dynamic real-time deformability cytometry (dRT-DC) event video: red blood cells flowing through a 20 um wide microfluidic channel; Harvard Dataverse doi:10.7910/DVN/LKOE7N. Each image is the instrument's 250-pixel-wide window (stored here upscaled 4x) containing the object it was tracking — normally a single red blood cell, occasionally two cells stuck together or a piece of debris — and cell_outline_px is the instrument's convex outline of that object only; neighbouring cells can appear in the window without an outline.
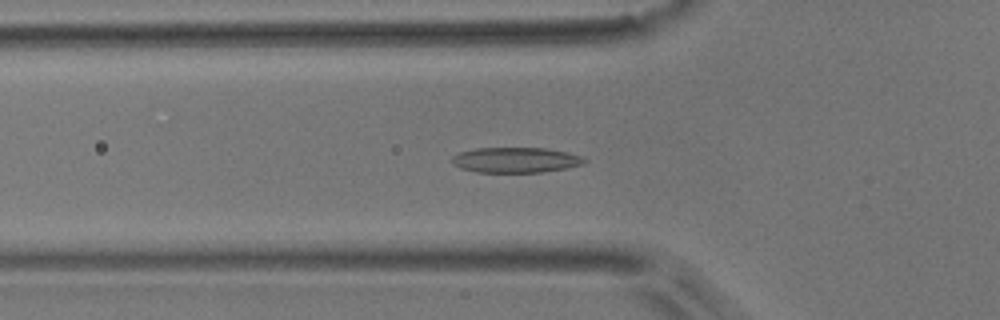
{"species": "common noctule bat (a hibernating species)", "species_latin": "Nyctalus noctula", "temperature_condition": "room temperature", "stored_images_in_passage": 47, "camera_frame_rate_fps": 3000, "um_per_image_px": 0.085, "animal": {"sex": "male", "body_mass_g": 17.9}, "frame": {"image": 1, "passage_image": 11, "time_ms": 3.333, "image_size_px": [1000, 320], "cell_outline_px": [[588, 160], [584, 164], [568, 168], [540, 172], [476, 172], [460, 168], [452, 164], [448, 160], [452, 156], [460, 152], [476, 148], [548, 148], [568, 152], [580, 156]], "centroid_in_image_um": [43.81, 13.6], "position_along_channel_um": 82.0, "area_um2": 19.77}}
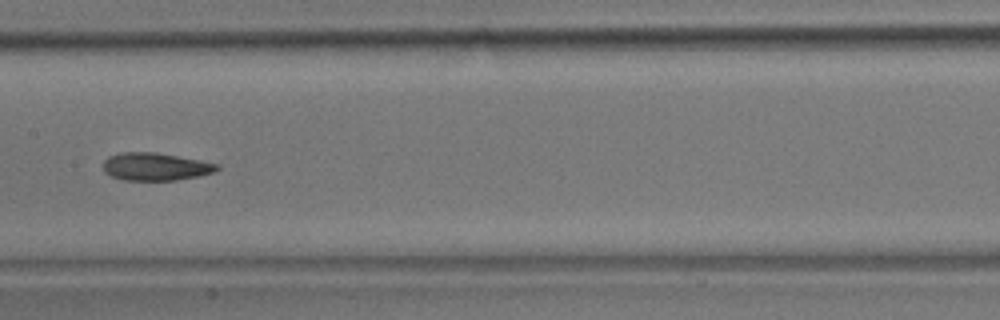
{"frame": {"image": 2, "passage_image": 20, "time_ms": 6.333, "image_size_px": [1000, 320], "cell_outline_px": [[220, 168], [216, 172], [176, 180], [124, 180], [112, 176], [104, 172], [104, 160], [108, 156], [120, 152], [156, 152], [200, 160], [220, 164]], "centroid_in_image_um": [13.23, 14.15], "position_along_channel_um": 194.2, "area_um2": 18.44}}
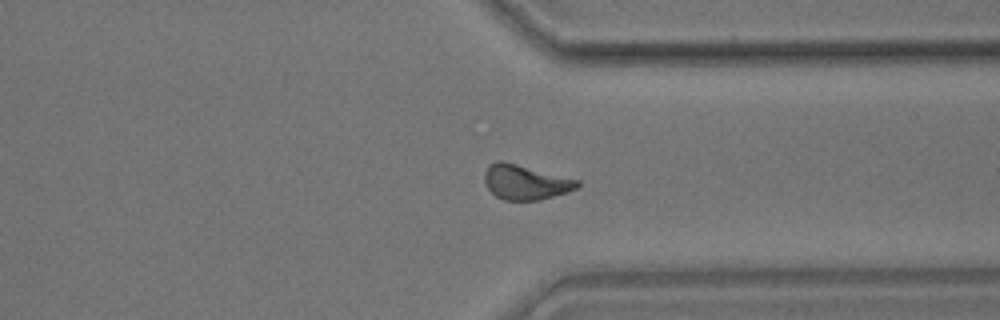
{"frame": {"image": 3, "passage_image": 34, "time_ms": 11.0, "image_size_px": [1000, 320], "cell_outline_px": [[580, 184], [576, 188], [540, 200], [504, 200], [496, 196], [488, 188], [484, 180], [484, 172], [488, 164], [496, 160], [504, 160], [580, 180]], "centroid_in_image_um": [44.62, 15.45], "position_along_channel_um": 366.8, "area_um2": 18.9}, "authors_computed_cell_mechanics": {"area_um2": 18.5538, "velocity_mm_per_s": 3.7133, "shape_relaxation_time_tau1_ms": 5.3056, "shape_relaxation_time_tau2_ms": 2.3684, "deformation_change_tau1": 0.1442, "deformation_change_tau2": 0.0941}}